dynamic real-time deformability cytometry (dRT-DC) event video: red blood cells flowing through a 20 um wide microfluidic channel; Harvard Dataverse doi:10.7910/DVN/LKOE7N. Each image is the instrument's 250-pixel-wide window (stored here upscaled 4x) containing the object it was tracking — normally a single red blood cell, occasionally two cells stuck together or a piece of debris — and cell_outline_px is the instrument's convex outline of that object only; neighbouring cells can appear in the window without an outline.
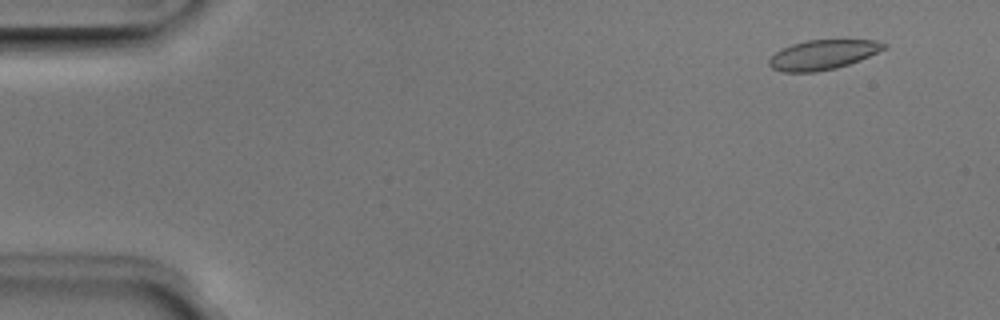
{"species": "Egyptian fruit bat (a non-hibernating species)", "species_latin": "Rousettus aegyptiacus", "temperature_condition": "room temperature", "stored_images_in_passage": 50, "camera_frame_rate_fps": 3000, "um_per_image_px": 0.085, "animal": {"sex": "male"}, "frame": {"image": 1, "passage_image": 3, "time_ms": 0.667, "image_size_px": [1000, 320], "cell_outline_px": [[888, 48], [860, 60], [836, 68], [816, 72], [780, 72], [772, 68], [768, 64], [768, 60], [776, 52], [792, 44], [808, 40], [876, 40], [888, 44]], "centroid_in_image_um": [69.97, 4.65], "position_along_channel_um": 15.0, "area_um2": 19.88}}
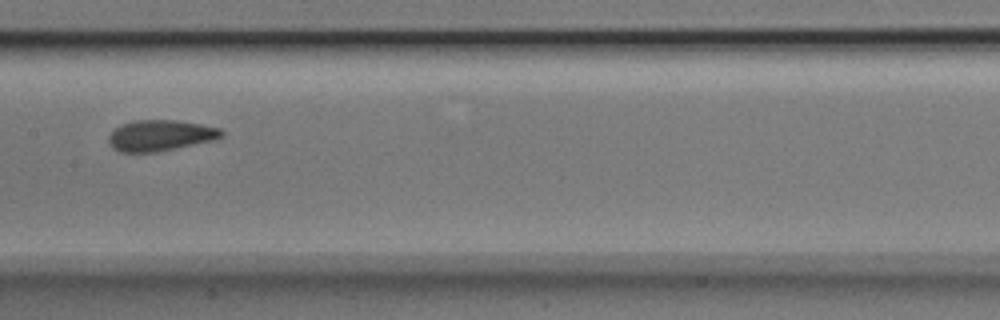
{"frame": {"image": 2, "passage_image": 25, "time_ms": 8.0, "image_size_px": [1000, 320], "cell_outline_px": [[224, 136], [216, 140], [156, 152], [120, 152], [112, 148], [108, 140], [108, 136], [120, 124], [136, 120], [176, 120], [200, 124], [220, 128], [224, 132]], "centroid_in_image_um": [13.65, 11.51], "position_along_channel_um": 193.8, "area_um2": 20.46}}
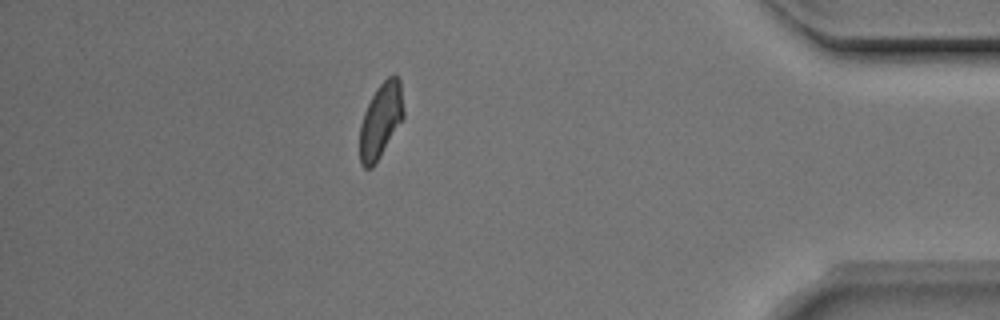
{"frame": {"image": 3, "passage_image": 44, "time_ms": 14.333, "image_size_px": [1000, 320], "cell_outline_px": [[404, 116], [380, 156], [372, 168], [364, 168], [360, 164], [360, 124], [364, 112], [376, 88], [388, 76], [396, 76], [400, 80], [404, 112]], "centroid_in_image_um": [32.35, 10.24], "position_along_channel_um": 402.9, "area_um2": 18.84}, "authors_computed_cell_mechanics": {"area_um2": 19.8832, "velocity_mm_per_s": 3.9678, "shape_relaxation_time_tau1_ms": 5.1152, "shape_relaxation_time_tau2_ms": 1.3916, "deformation_change_tau1": 0.1292, "deformation_change_tau2": 0.0763}}